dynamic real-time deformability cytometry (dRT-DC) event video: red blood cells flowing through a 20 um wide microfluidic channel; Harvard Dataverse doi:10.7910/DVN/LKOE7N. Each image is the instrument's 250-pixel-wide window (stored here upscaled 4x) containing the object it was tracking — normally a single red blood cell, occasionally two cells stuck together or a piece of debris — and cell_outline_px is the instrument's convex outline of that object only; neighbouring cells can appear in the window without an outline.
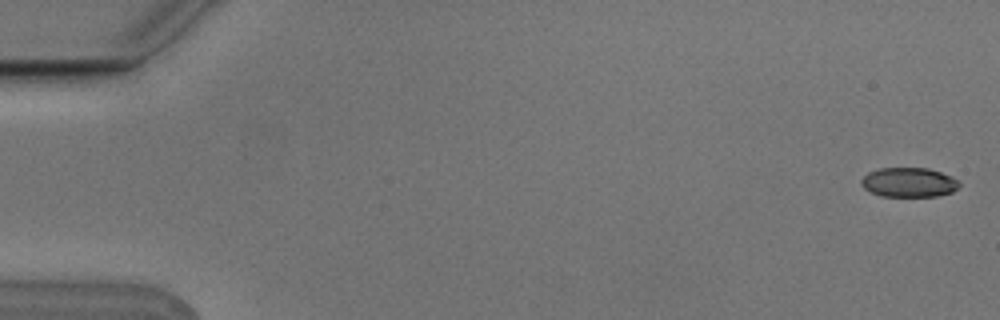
{"species": "Egyptian fruit bat (a non-hibernating species)", "species_latin": "Rousettus aegyptiacus", "temperature_condition": "cold", "stored_images_in_passage": 11, "camera_frame_rate_fps": 3000, "um_per_image_px": 0.085, "animal": {"sex": "male"}, "frame": {"image": 1, "passage_image": 1, "time_ms": 0.0, "image_size_px": [1000, 320], "cell_outline_px": [[960, 184], [952, 192], [936, 196], [880, 196], [864, 188], [860, 184], [860, 180], [868, 172], [880, 168], [928, 168], [952, 176], [960, 180]], "centroid_in_image_um": [77.25, 15.49], "position_along_channel_um": 7.7, "area_um2": 16.88}}
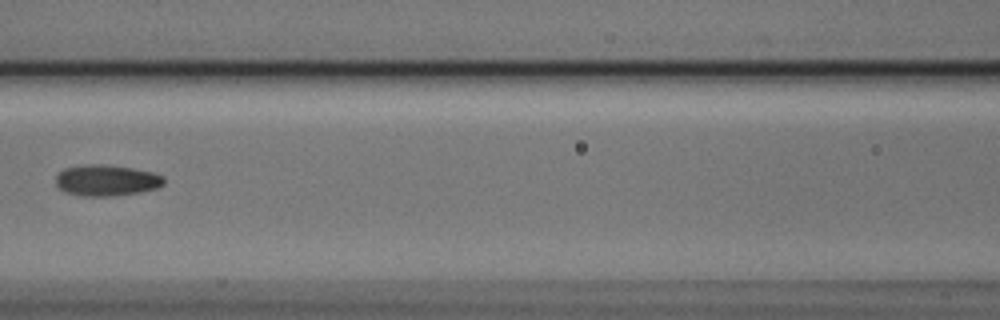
{"frame": {"image": 2, "passage_image": 7, "time_ms": 2.0, "image_size_px": [1000, 320], "cell_outline_px": [[164, 184], [156, 188], [140, 192], [112, 196], [84, 196], [64, 192], [56, 184], [56, 176], [64, 168], [84, 164], [100, 164], [132, 168], [152, 172], [164, 176]], "centroid_in_image_um": [9.04, 15.33], "position_along_channel_um": 157.6, "area_um2": 19.59}}
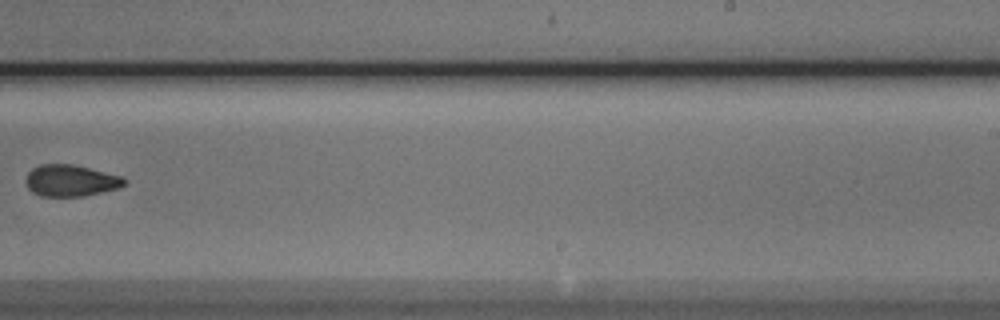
{"frame": {"image": 3, "passage_image": 10, "time_ms": 3.0, "image_size_px": [1000, 320], "cell_outline_px": [[124, 184], [116, 188], [84, 196], [40, 196], [32, 192], [28, 188], [24, 180], [28, 172], [32, 168], [40, 164], [72, 164], [120, 176], [124, 180]], "centroid_in_image_um": [5.91, 15.35], "position_along_channel_um": 283.1, "area_um2": 17.86}}